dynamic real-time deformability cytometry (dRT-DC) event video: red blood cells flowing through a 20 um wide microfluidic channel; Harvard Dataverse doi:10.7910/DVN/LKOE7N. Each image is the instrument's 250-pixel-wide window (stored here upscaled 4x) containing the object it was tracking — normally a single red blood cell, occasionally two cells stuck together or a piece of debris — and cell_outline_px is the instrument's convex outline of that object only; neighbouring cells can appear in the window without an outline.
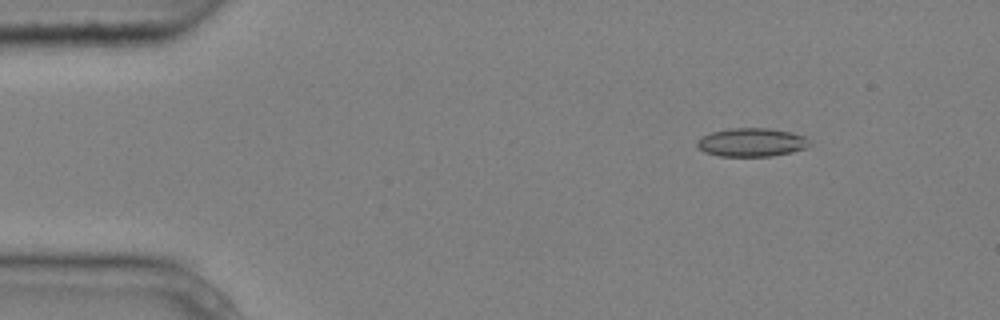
{"species": "common noctule bat (a hibernating species)", "species_latin": "Nyctalus noctula", "temperature_condition": "cold", "stored_images_in_passage": 4, "camera_frame_rate_fps": 3000, "um_per_image_px": 0.085, "animal": {"sex": "male", "body_mass_g": 20.4}, "frame": {"image": 1, "passage_image": 2, "time_ms": 0.333, "image_size_px": [1000, 320], "cell_outline_px": [[808, 144], [804, 148], [792, 152], [772, 156], [720, 156], [704, 152], [696, 144], [696, 140], [700, 136], [712, 132], [728, 128], [768, 128], [792, 132], [804, 136], [808, 140]], "centroid_in_image_um": [63.84, 12.09], "position_along_channel_um": 21.2, "area_um2": 18.67}}